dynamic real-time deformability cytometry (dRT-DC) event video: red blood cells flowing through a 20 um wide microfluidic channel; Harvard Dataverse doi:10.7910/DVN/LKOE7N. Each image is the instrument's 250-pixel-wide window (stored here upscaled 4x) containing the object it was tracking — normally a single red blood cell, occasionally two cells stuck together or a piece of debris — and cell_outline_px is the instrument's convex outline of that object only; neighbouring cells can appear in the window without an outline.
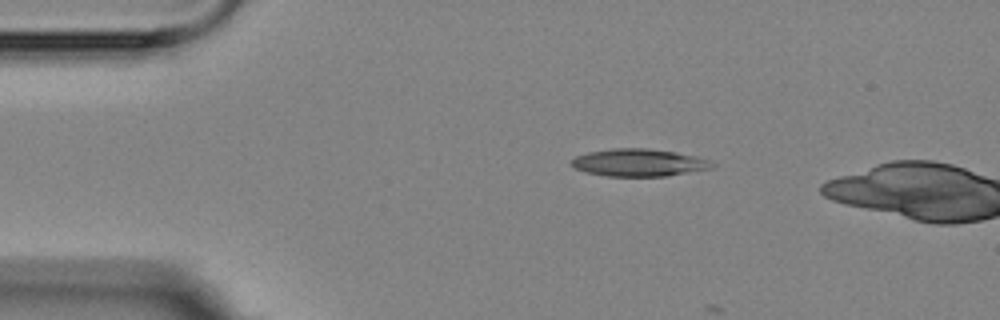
{"species": "Egyptian fruit bat (a non-hibernating species)", "species_latin": "Rousettus aegyptiacus", "temperature_condition": "room temperature", "stored_images_in_passage": 4, "camera_frame_rate_fps": 3000, "um_per_image_px": 0.085, "animal": {"sex": "female"}, "frame": {"image": 1, "passage_image": 1, "time_ms": 0.0, "image_size_px": [1000, 320], "cell_outline_px": [[716, 168], [668, 176], [608, 176], [584, 172], [576, 168], [572, 164], [572, 160], [576, 156], [588, 152], [612, 148], [648, 148], [676, 152], [696, 156], [708, 160], [716, 164]], "centroid_in_image_um": [54.37, 13.82], "position_along_channel_um": 30.6, "area_um2": 22.66}}